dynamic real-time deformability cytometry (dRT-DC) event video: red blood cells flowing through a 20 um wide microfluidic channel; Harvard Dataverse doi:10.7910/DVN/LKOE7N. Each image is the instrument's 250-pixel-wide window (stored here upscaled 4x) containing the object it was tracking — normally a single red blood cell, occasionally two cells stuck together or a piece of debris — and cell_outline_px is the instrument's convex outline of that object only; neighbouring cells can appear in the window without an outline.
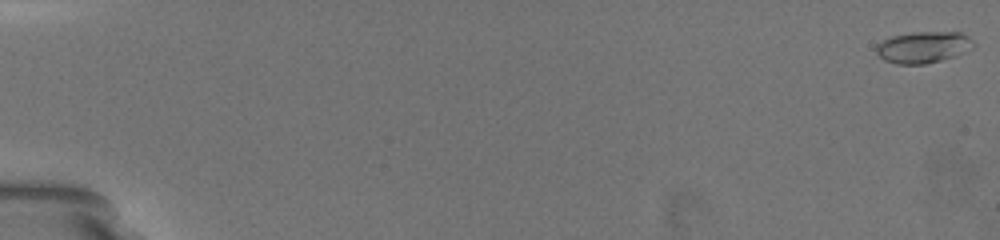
{"species": "common noctule bat (a hibernating species)", "species_latin": "Nyctalus noctula", "temperature_condition": "warm", "stored_images_in_passage": 34, "camera_frame_rate_fps": 3000, "um_per_image_px": 0.085, "animal": {"sex": "female", "body_mass_g": 19.5, "forearm_length_mm": 54.1}, "frame": {"image": 1, "passage_image": 1, "time_ms": 0.0, "image_size_px": [1000, 240], "cell_outline_px": [[976, 44], [968, 52], [956, 56], [924, 64], [896, 64], [884, 60], [876, 52], [876, 44], [892, 36], [912, 32], [960, 32], [972, 40]], "centroid_in_image_um": [78.5, 4.01], "position_along_channel_um": 6.5, "area_um2": 17.92}}
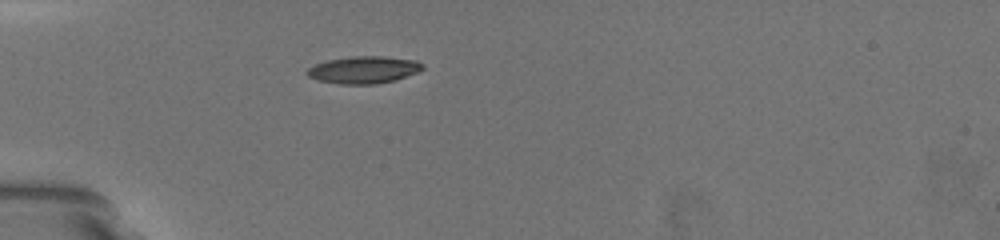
{"frame": {"image": 2, "passage_image": 12, "time_ms": 6.333, "image_size_px": [1000, 240], "cell_outline_px": [[424, 68], [416, 72], [396, 80], [376, 84], [340, 84], [316, 80], [308, 76], [304, 72], [308, 68], [316, 64], [328, 60], [352, 56], [384, 56], [416, 60], [424, 64]], "centroid_in_image_um": [30.91, 5.93], "position_along_channel_um": 54.1, "area_um2": 18.38}}
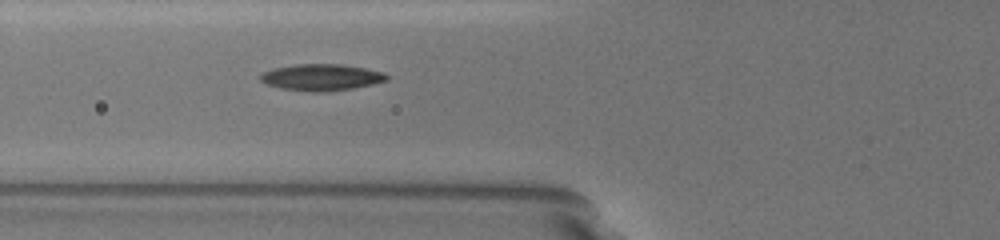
{"frame": {"image": 3, "passage_image": 16, "time_ms": 8.0, "image_size_px": [1000, 240], "cell_outline_px": [[388, 80], [372, 84], [352, 88], [324, 92], [308, 92], [280, 88], [268, 84], [260, 80], [260, 72], [272, 68], [296, 64], [340, 64], [364, 68], [384, 72], [388, 76]], "centroid_in_image_um": [27.28, 6.57], "position_along_channel_um": 98.5, "area_um2": 19.59}, "authors_computed_cell_mechanics": {"area_um2": 18.6405, "velocity_mm_per_s": 3.6714, "shape_relaxation_time_tau1_ms": 3.654, "shape_relaxation_time_tau2_ms": 1.3894, "deformation_change_tau1": 0.1871, "deformation_change_tau2": 0.069}}